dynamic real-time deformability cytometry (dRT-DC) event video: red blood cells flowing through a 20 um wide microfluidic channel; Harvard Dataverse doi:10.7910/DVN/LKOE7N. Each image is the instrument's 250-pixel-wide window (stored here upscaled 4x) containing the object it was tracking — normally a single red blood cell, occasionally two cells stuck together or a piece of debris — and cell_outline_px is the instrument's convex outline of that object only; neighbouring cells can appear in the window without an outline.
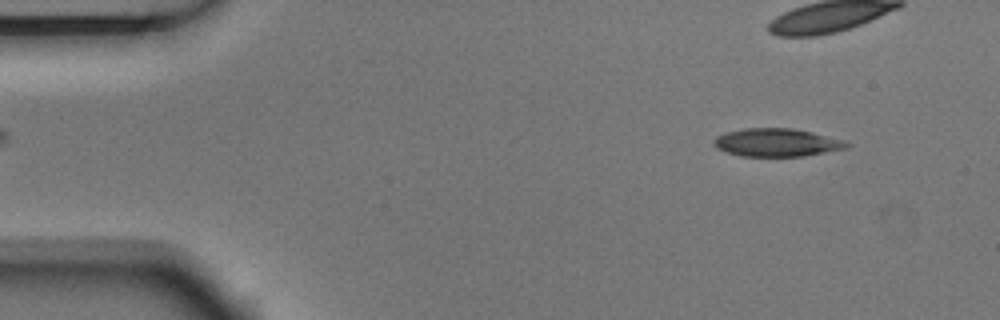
{"species": "Egyptian fruit bat (a non-hibernating species)", "species_latin": "Rousettus aegyptiacus", "temperature_condition": "room temperature", "stored_images_in_passage": 5, "camera_frame_rate_fps": 3000, "um_per_image_px": 0.085, "animal": {"sex": "male"}, "frame": {"image": 1, "passage_image": 1, "time_ms": 0.0, "image_size_px": [1000, 320], "cell_outline_px": [[852, 144], [848, 148], [804, 156], [740, 156], [716, 148], [712, 144], [712, 140], [716, 136], [728, 132], [744, 128], [792, 128], [812, 132], [848, 140]], "centroid_in_image_um": [66.07, 12.11], "position_along_channel_um": 18.9, "area_um2": 21.96}}
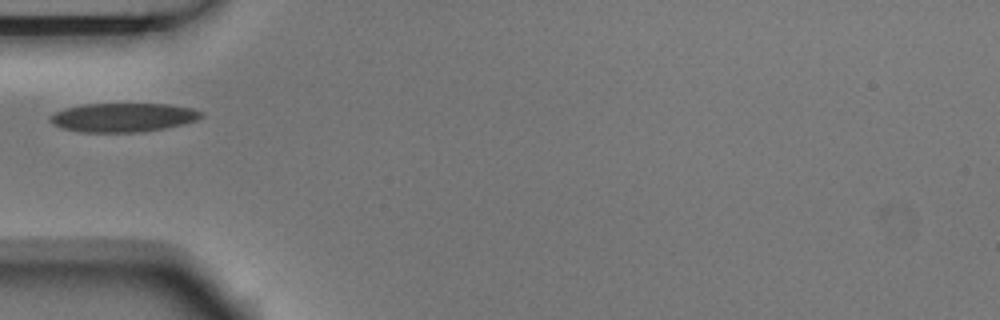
{"frame": {"image": 2, "passage_image": 5, "time_ms": 1.333, "image_size_px": [1000, 320], "cell_outline_px": [[204, 116], [196, 120], [184, 124], [164, 128], [140, 132], [80, 132], [64, 128], [52, 124], [48, 120], [56, 112], [64, 108], [84, 104], [168, 104], [192, 108], [204, 112]], "centroid_in_image_um": [10.49, 9.98], "position_along_channel_um": 74.5, "area_um2": 25.43}}